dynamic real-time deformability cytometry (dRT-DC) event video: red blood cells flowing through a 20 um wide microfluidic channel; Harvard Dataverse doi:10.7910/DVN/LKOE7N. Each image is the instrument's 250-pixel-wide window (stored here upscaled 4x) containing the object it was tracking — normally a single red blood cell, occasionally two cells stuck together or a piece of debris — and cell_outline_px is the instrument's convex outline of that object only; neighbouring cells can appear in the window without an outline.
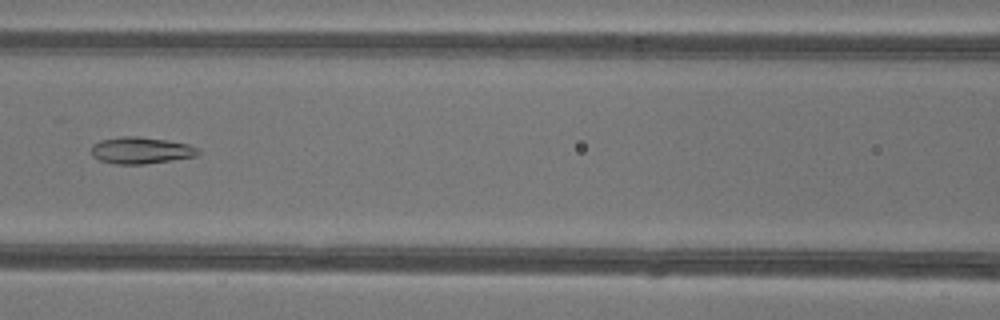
{"species": "common noctule bat (a hibernating species)", "species_latin": "Nyctalus noctula", "temperature_condition": "warm", "stored_images_in_passage": 26, "camera_frame_rate_fps": 3000, "um_per_image_px": 0.085, "animal": {"sex": "female"}, "frame": {"image": 1, "passage_image": 12, "time_ms": 3.667, "image_size_px": [1000, 320], "cell_outline_px": [[188, 156], [164, 160], [104, 160], [100, 156], [96, 144], [108, 140], [156, 140], [180, 144]], "centroid_in_image_um": [11.88, 12.77], "position_along_channel_um": 154.7, "area_um2": 11.5}}
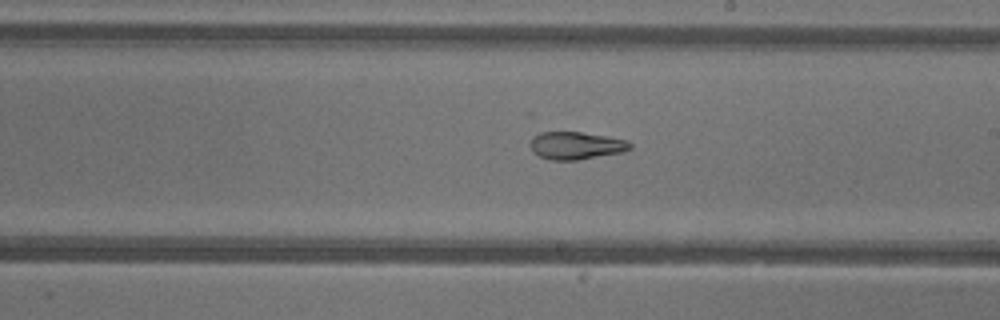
{"frame": {"image": 2, "passage_image": 18, "time_ms": 5.667, "image_size_px": [1000, 320], "cell_outline_px": [[628, 148], [612, 152], [568, 160], [564, 160], [544, 156], [536, 152], [532, 140], [536, 136], [548, 132], [576, 132], [620, 140], [628, 144]], "centroid_in_image_um": [48.86, 12.34], "position_along_channel_um": 240.1, "area_um2": 13.76}}
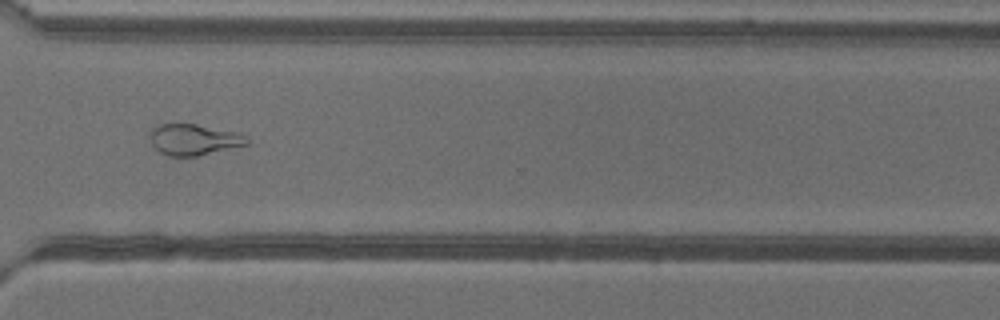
{"frame": {"image": 3, "passage_image": 26, "time_ms": 8.333, "image_size_px": [1000, 320], "cell_outline_px": [[240, 144], [204, 152], [184, 156], [176, 156], [164, 152], [160, 148], [160, 128], [168, 124], [192, 124], [212, 132]], "centroid_in_image_um": [16.19, 11.9], "position_along_channel_um": 354.4, "area_um2": 12.25}}